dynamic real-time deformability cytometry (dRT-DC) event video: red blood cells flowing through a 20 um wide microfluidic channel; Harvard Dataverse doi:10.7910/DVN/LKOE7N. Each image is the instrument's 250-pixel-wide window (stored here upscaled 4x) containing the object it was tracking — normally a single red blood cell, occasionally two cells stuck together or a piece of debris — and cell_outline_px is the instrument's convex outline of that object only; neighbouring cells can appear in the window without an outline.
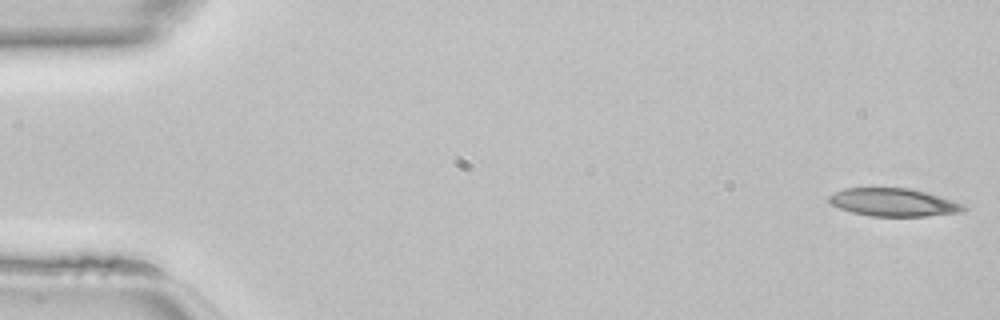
{"species": "common noctule bat (a hibernating species)", "species_latin": "Nyctalus noctula", "temperature_condition": "room temperature", "stored_images_in_passage": 46, "camera_frame_rate_fps": 3000, "um_per_image_px": 0.085, "animal": {"sex": "female", "body_mass_g": 22.7, "forearm_length_mm": 54.2}, "frame": {"image": 1, "passage_image": 1, "time_ms": 0.0, "image_size_px": [1000, 320], "cell_outline_px": [[968, 208], [960, 212], [928, 216], [872, 216], [852, 212], [840, 208], [832, 204], [828, 200], [828, 196], [844, 188], [908, 188], [924, 192], [952, 200], [964, 204]], "centroid_in_image_um": [75.95, 17.2], "position_along_channel_um": 9.0, "area_um2": 21.68}}
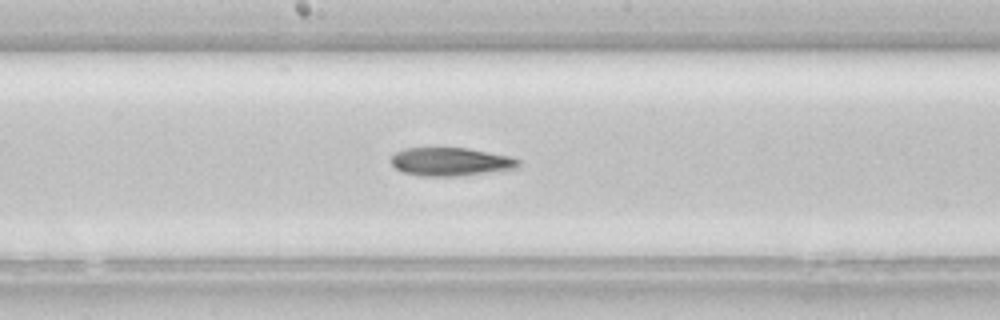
{"frame": {"image": 2, "passage_image": 24, "time_ms": 7.667, "image_size_px": [1000, 320], "cell_outline_px": [[520, 164], [516, 168], [456, 176], [420, 176], [404, 172], [396, 168], [392, 164], [392, 156], [396, 152], [404, 148], [468, 148], [512, 156], [520, 160]], "centroid_in_image_um": [38.32, 13.73], "position_along_channel_um": 209.9, "area_um2": 20.87}}
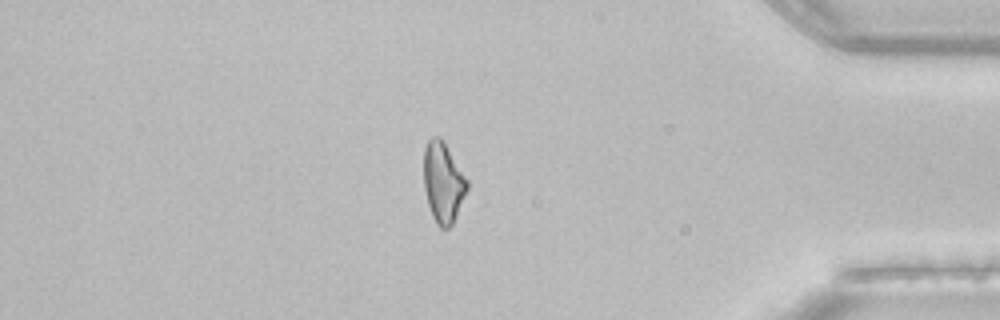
{"frame": {"image": 3, "passage_image": 39, "time_ms": 12.667, "image_size_px": [1000, 320], "cell_outline_px": [[468, 188], [452, 224], [448, 228], [440, 228], [436, 224], [432, 216], [428, 204], [424, 188], [424, 148], [428, 140], [432, 136], [440, 136], [444, 140], [468, 180]], "centroid_in_image_um": [37.66, 15.47], "position_along_channel_um": 397.5, "area_um2": 20.4}}